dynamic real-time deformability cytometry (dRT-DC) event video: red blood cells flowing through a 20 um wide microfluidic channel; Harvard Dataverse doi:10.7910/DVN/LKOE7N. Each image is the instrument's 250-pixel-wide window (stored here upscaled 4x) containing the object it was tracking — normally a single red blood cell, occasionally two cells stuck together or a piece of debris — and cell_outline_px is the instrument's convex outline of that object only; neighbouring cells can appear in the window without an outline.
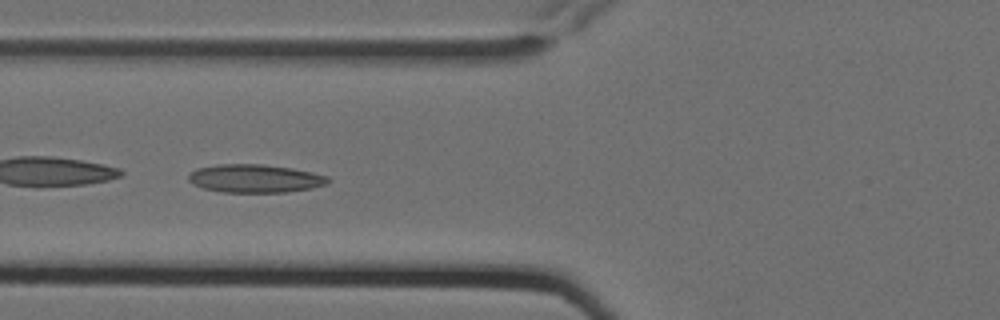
{"species": "Egyptian fruit bat (a non-hibernating species)", "species_latin": "Rousettus aegyptiacus", "temperature_condition": "cold", "stored_images_in_passage": 8, "camera_frame_rate_fps": 3000, "um_per_image_px": 0.085, "animal": {"sex": "female"}, "frame": {"image": 1, "passage_image": 7, "time_ms": 2.0, "image_size_px": [1000, 320], "cell_outline_px": [[332, 180], [328, 184], [312, 188], [288, 192], [220, 192], [204, 188], [192, 184], [188, 180], [188, 176], [196, 168], [216, 164], [264, 164], [292, 168], [312, 172], [328, 176]], "centroid_in_image_um": [21.7, 15.17], "position_along_channel_um": 104.1, "area_um2": 23.18}}